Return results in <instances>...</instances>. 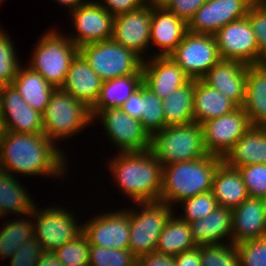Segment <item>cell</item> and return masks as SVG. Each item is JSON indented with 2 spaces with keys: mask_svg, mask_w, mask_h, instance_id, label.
<instances>
[{
  "mask_svg": "<svg viewBox=\"0 0 266 266\" xmlns=\"http://www.w3.org/2000/svg\"><path fill=\"white\" fill-rule=\"evenodd\" d=\"M44 133L2 131L0 136V171L25 176L65 174V154ZM66 164V165H65ZM66 167V168H65Z\"/></svg>",
  "mask_w": 266,
  "mask_h": 266,
  "instance_id": "1",
  "label": "cell"
},
{
  "mask_svg": "<svg viewBox=\"0 0 266 266\" xmlns=\"http://www.w3.org/2000/svg\"><path fill=\"white\" fill-rule=\"evenodd\" d=\"M110 159L109 170L120 190L133 203L159 201L162 189V164L150 150L118 152Z\"/></svg>",
  "mask_w": 266,
  "mask_h": 266,
  "instance_id": "2",
  "label": "cell"
},
{
  "mask_svg": "<svg viewBox=\"0 0 266 266\" xmlns=\"http://www.w3.org/2000/svg\"><path fill=\"white\" fill-rule=\"evenodd\" d=\"M222 162L221 157L208 154L163 166L159 201L173 207L177 202L211 191L215 172Z\"/></svg>",
  "mask_w": 266,
  "mask_h": 266,
  "instance_id": "3",
  "label": "cell"
},
{
  "mask_svg": "<svg viewBox=\"0 0 266 266\" xmlns=\"http://www.w3.org/2000/svg\"><path fill=\"white\" fill-rule=\"evenodd\" d=\"M150 152L162 166L204 157L208 153L202 126L195 122L166 126L151 136Z\"/></svg>",
  "mask_w": 266,
  "mask_h": 266,
  "instance_id": "4",
  "label": "cell"
},
{
  "mask_svg": "<svg viewBox=\"0 0 266 266\" xmlns=\"http://www.w3.org/2000/svg\"><path fill=\"white\" fill-rule=\"evenodd\" d=\"M42 117L43 133L54 143L94 122L91 109L61 88H55Z\"/></svg>",
  "mask_w": 266,
  "mask_h": 266,
  "instance_id": "5",
  "label": "cell"
},
{
  "mask_svg": "<svg viewBox=\"0 0 266 266\" xmlns=\"http://www.w3.org/2000/svg\"><path fill=\"white\" fill-rule=\"evenodd\" d=\"M62 35L56 29L43 34L33 48L28 65L55 88L62 87L70 64L79 53V48Z\"/></svg>",
  "mask_w": 266,
  "mask_h": 266,
  "instance_id": "6",
  "label": "cell"
},
{
  "mask_svg": "<svg viewBox=\"0 0 266 266\" xmlns=\"http://www.w3.org/2000/svg\"><path fill=\"white\" fill-rule=\"evenodd\" d=\"M79 53L103 81L129 75H143V59L113 38L83 45L79 48Z\"/></svg>",
  "mask_w": 266,
  "mask_h": 266,
  "instance_id": "7",
  "label": "cell"
},
{
  "mask_svg": "<svg viewBox=\"0 0 266 266\" xmlns=\"http://www.w3.org/2000/svg\"><path fill=\"white\" fill-rule=\"evenodd\" d=\"M140 212L129 211L130 237L128 249L138 258L155 252L159 236L168 219L175 214L171 205L161 201L138 202Z\"/></svg>",
  "mask_w": 266,
  "mask_h": 266,
  "instance_id": "8",
  "label": "cell"
},
{
  "mask_svg": "<svg viewBox=\"0 0 266 266\" xmlns=\"http://www.w3.org/2000/svg\"><path fill=\"white\" fill-rule=\"evenodd\" d=\"M74 215L60 206H51L43 210L34 206L29 217L35 218V238L43 250L55 251L83 233V224L79 225Z\"/></svg>",
  "mask_w": 266,
  "mask_h": 266,
  "instance_id": "9",
  "label": "cell"
},
{
  "mask_svg": "<svg viewBox=\"0 0 266 266\" xmlns=\"http://www.w3.org/2000/svg\"><path fill=\"white\" fill-rule=\"evenodd\" d=\"M169 56L191 80H201L221 60L214 35L189 31Z\"/></svg>",
  "mask_w": 266,
  "mask_h": 266,
  "instance_id": "10",
  "label": "cell"
},
{
  "mask_svg": "<svg viewBox=\"0 0 266 266\" xmlns=\"http://www.w3.org/2000/svg\"><path fill=\"white\" fill-rule=\"evenodd\" d=\"M93 119L101 121L111 143L119 149L118 152L150 150L151 136L144 129L141 121L132 118L121 108L101 110Z\"/></svg>",
  "mask_w": 266,
  "mask_h": 266,
  "instance_id": "11",
  "label": "cell"
},
{
  "mask_svg": "<svg viewBox=\"0 0 266 266\" xmlns=\"http://www.w3.org/2000/svg\"><path fill=\"white\" fill-rule=\"evenodd\" d=\"M221 59L237 60L246 65L260 64V52L252 26L245 16L214 34Z\"/></svg>",
  "mask_w": 266,
  "mask_h": 266,
  "instance_id": "12",
  "label": "cell"
},
{
  "mask_svg": "<svg viewBox=\"0 0 266 266\" xmlns=\"http://www.w3.org/2000/svg\"><path fill=\"white\" fill-rule=\"evenodd\" d=\"M208 154L223 158L251 127L243 107L201 124Z\"/></svg>",
  "mask_w": 266,
  "mask_h": 266,
  "instance_id": "13",
  "label": "cell"
},
{
  "mask_svg": "<svg viewBox=\"0 0 266 266\" xmlns=\"http://www.w3.org/2000/svg\"><path fill=\"white\" fill-rule=\"evenodd\" d=\"M77 33L67 36L78 48L83 45L112 39L114 16L98 1L88 3L69 11Z\"/></svg>",
  "mask_w": 266,
  "mask_h": 266,
  "instance_id": "14",
  "label": "cell"
},
{
  "mask_svg": "<svg viewBox=\"0 0 266 266\" xmlns=\"http://www.w3.org/2000/svg\"><path fill=\"white\" fill-rule=\"evenodd\" d=\"M128 209L98 214L83 223V233L90 246L128 249L130 235V215Z\"/></svg>",
  "mask_w": 266,
  "mask_h": 266,
  "instance_id": "15",
  "label": "cell"
},
{
  "mask_svg": "<svg viewBox=\"0 0 266 266\" xmlns=\"http://www.w3.org/2000/svg\"><path fill=\"white\" fill-rule=\"evenodd\" d=\"M256 0H207L188 22V31L214 35L225 25L247 16Z\"/></svg>",
  "mask_w": 266,
  "mask_h": 266,
  "instance_id": "16",
  "label": "cell"
},
{
  "mask_svg": "<svg viewBox=\"0 0 266 266\" xmlns=\"http://www.w3.org/2000/svg\"><path fill=\"white\" fill-rule=\"evenodd\" d=\"M152 7L148 4L114 17L113 39L133 50L143 60L150 46ZM144 54V55H143Z\"/></svg>",
  "mask_w": 266,
  "mask_h": 266,
  "instance_id": "17",
  "label": "cell"
},
{
  "mask_svg": "<svg viewBox=\"0 0 266 266\" xmlns=\"http://www.w3.org/2000/svg\"><path fill=\"white\" fill-rule=\"evenodd\" d=\"M2 131L16 133H43L42 113L30 107L17 89L5 85L2 89Z\"/></svg>",
  "mask_w": 266,
  "mask_h": 266,
  "instance_id": "18",
  "label": "cell"
},
{
  "mask_svg": "<svg viewBox=\"0 0 266 266\" xmlns=\"http://www.w3.org/2000/svg\"><path fill=\"white\" fill-rule=\"evenodd\" d=\"M143 83L160 99L169 97L190 78L170 56H151L142 63Z\"/></svg>",
  "mask_w": 266,
  "mask_h": 266,
  "instance_id": "19",
  "label": "cell"
},
{
  "mask_svg": "<svg viewBox=\"0 0 266 266\" xmlns=\"http://www.w3.org/2000/svg\"><path fill=\"white\" fill-rule=\"evenodd\" d=\"M247 67L248 65L237 60L221 59L201 80L242 107L245 101Z\"/></svg>",
  "mask_w": 266,
  "mask_h": 266,
  "instance_id": "20",
  "label": "cell"
},
{
  "mask_svg": "<svg viewBox=\"0 0 266 266\" xmlns=\"http://www.w3.org/2000/svg\"><path fill=\"white\" fill-rule=\"evenodd\" d=\"M188 25L165 7H152L150 45L161 48L153 56H169L182 42Z\"/></svg>",
  "mask_w": 266,
  "mask_h": 266,
  "instance_id": "21",
  "label": "cell"
},
{
  "mask_svg": "<svg viewBox=\"0 0 266 266\" xmlns=\"http://www.w3.org/2000/svg\"><path fill=\"white\" fill-rule=\"evenodd\" d=\"M102 83L103 80L78 53L70 64L61 89L91 109L99 98Z\"/></svg>",
  "mask_w": 266,
  "mask_h": 266,
  "instance_id": "22",
  "label": "cell"
},
{
  "mask_svg": "<svg viewBox=\"0 0 266 266\" xmlns=\"http://www.w3.org/2000/svg\"><path fill=\"white\" fill-rule=\"evenodd\" d=\"M266 237V213L261 199L248 197L232 209V243Z\"/></svg>",
  "mask_w": 266,
  "mask_h": 266,
  "instance_id": "23",
  "label": "cell"
},
{
  "mask_svg": "<svg viewBox=\"0 0 266 266\" xmlns=\"http://www.w3.org/2000/svg\"><path fill=\"white\" fill-rule=\"evenodd\" d=\"M222 161L235 169L250 164H266V127L251 126Z\"/></svg>",
  "mask_w": 266,
  "mask_h": 266,
  "instance_id": "24",
  "label": "cell"
},
{
  "mask_svg": "<svg viewBox=\"0 0 266 266\" xmlns=\"http://www.w3.org/2000/svg\"><path fill=\"white\" fill-rule=\"evenodd\" d=\"M189 225L197 246L226 244L223 241L228 237L232 243V209L230 208L218 206L205 218L190 222Z\"/></svg>",
  "mask_w": 266,
  "mask_h": 266,
  "instance_id": "25",
  "label": "cell"
},
{
  "mask_svg": "<svg viewBox=\"0 0 266 266\" xmlns=\"http://www.w3.org/2000/svg\"><path fill=\"white\" fill-rule=\"evenodd\" d=\"M243 109L251 126L266 127V64L248 65Z\"/></svg>",
  "mask_w": 266,
  "mask_h": 266,
  "instance_id": "26",
  "label": "cell"
},
{
  "mask_svg": "<svg viewBox=\"0 0 266 266\" xmlns=\"http://www.w3.org/2000/svg\"><path fill=\"white\" fill-rule=\"evenodd\" d=\"M238 106L218 90L202 80H194L193 116L194 122L202 124L208 120L231 113Z\"/></svg>",
  "mask_w": 266,
  "mask_h": 266,
  "instance_id": "27",
  "label": "cell"
},
{
  "mask_svg": "<svg viewBox=\"0 0 266 266\" xmlns=\"http://www.w3.org/2000/svg\"><path fill=\"white\" fill-rule=\"evenodd\" d=\"M212 193L219 207L234 209L245 201L249 195L238 169L222 162L215 172Z\"/></svg>",
  "mask_w": 266,
  "mask_h": 266,
  "instance_id": "28",
  "label": "cell"
},
{
  "mask_svg": "<svg viewBox=\"0 0 266 266\" xmlns=\"http://www.w3.org/2000/svg\"><path fill=\"white\" fill-rule=\"evenodd\" d=\"M12 85L34 110L44 113L55 87L38 72L20 65Z\"/></svg>",
  "mask_w": 266,
  "mask_h": 266,
  "instance_id": "29",
  "label": "cell"
},
{
  "mask_svg": "<svg viewBox=\"0 0 266 266\" xmlns=\"http://www.w3.org/2000/svg\"><path fill=\"white\" fill-rule=\"evenodd\" d=\"M142 83L143 75H129L103 81L99 98L91 108L92 117L104 109L121 108Z\"/></svg>",
  "mask_w": 266,
  "mask_h": 266,
  "instance_id": "30",
  "label": "cell"
},
{
  "mask_svg": "<svg viewBox=\"0 0 266 266\" xmlns=\"http://www.w3.org/2000/svg\"><path fill=\"white\" fill-rule=\"evenodd\" d=\"M28 195L15 175L0 171V213L3 217L9 213L31 215L35 203Z\"/></svg>",
  "mask_w": 266,
  "mask_h": 266,
  "instance_id": "31",
  "label": "cell"
},
{
  "mask_svg": "<svg viewBox=\"0 0 266 266\" xmlns=\"http://www.w3.org/2000/svg\"><path fill=\"white\" fill-rule=\"evenodd\" d=\"M173 215L168 219L159 236L156 252L176 256L197 245L193 240L189 223Z\"/></svg>",
  "mask_w": 266,
  "mask_h": 266,
  "instance_id": "32",
  "label": "cell"
},
{
  "mask_svg": "<svg viewBox=\"0 0 266 266\" xmlns=\"http://www.w3.org/2000/svg\"><path fill=\"white\" fill-rule=\"evenodd\" d=\"M193 99L194 80L191 79L163 99L166 125H185L194 122Z\"/></svg>",
  "mask_w": 266,
  "mask_h": 266,
  "instance_id": "33",
  "label": "cell"
},
{
  "mask_svg": "<svg viewBox=\"0 0 266 266\" xmlns=\"http://www.w3.org/2000/svg\"><path fill=\"white\" fill-rule=\"evenodd\" d=\"M6 222L0 229V256L2 260L10 258L18 250L19 246L35 237L34 223L27 218Z\"/></svg>",
  "mask_w": 266,
  "mask_h": 266,
  "instance_id": "34",
  "label": "cell"
},
{
  "mask_svg": "<svg viewBox=\"0 0 266 266\" xmlns=\"http://www.w3.org/2000/svg\"><path fill=\"white\" fill-rule=\"evenodd\" d=\"M142 95L143 111L140 121L148 134L152 136L167 126L162 105L163 100L144 83H142Z\"/></svg>",
  "mask_w": 266,
  "mask_h": 266,
  "instance_id": "35",
  "label": "cell"
},
{
  "mask_svg": "<svg viewBox=\"0 0 266 266\" xmlns=\"http://www.w3.org/2000/svg\"><path fill=\"white\" fill-rule=\"evenodd\" d=\"M200 246L201 266H240L234 243Z\"/></svg>",
  "mask_w": 266,
  "mask_h": 266,
  "instance_id": "36",
  "label": "cell"
},
{
  "mask_svg": "<svg viewBox=\"0 0 266 266\" xmlns=\"http://www.w3.org/2000/svg\"><path fill=\"white\" fill-rule=\"evenodd\" d=\"M137 257L129 249L90 246L89 266H136Z\"/></svg>",
  "mask_w": 266,
  "mask_h": 266,
  "instance_id": "37",
  "label": "cell"
},
{
  "mask_svg": "<svg viewBox=\"0 0 266 266\" xmlns=\"http://www.w3.org/2000/svg\"><path fill=\"white\" fill-rule=\"evenodd\" d=\"M89 249L88 239L82 233L77 238L56 249L55 252L64 266H89Z\"/></svg>",
  "mask_w": 266,
  "mask_h": 266,
  "instance_id": "38",
  "label": "cell"
},
{
  "mask_svg": "<svg viewBox=\"0 0 266 266\" xmlns=\"http://www.w3.org/2000/svg\"><path fill=\"white\" fill-rule=\"evenodd\" d=\"M9 34H5L0 28V85L12 84L20 67L17 60L15 47Z\"/></svg>",
  "mask_w": 266,
  "mask_h": 266,
  "instance_id": "39",
  "label": "cell"
},
{
  "mask_svg": "<svg viewBox=\"0 0 266 266\" xmlns=\"http://www.w3.org/2000/svg\"><path fill=\"white\" fill-rule=\"evenodd\" d=\"M180 203V205L183 204L184 214L179 216V218L188 223L205 218L218 207L212 191L198 194Z\"/></svg>",
  "mask_w": 266,
  "mask_h": 266,
  "instance_id": "40",
  "label": "cell"
},
{
  "mask_svg": "<svg viewBox=\"0 0 266 266\" xmlns=\"http://www.w3.org/2000/svg\"><path fill=\"white\" fill-rule=\"evenodd\" d=\"M260 52V64L266 60V1L256 0L247 13Z\"/></svg>",
  "mask_w": 266,
  "mask_h": 266,
  "instance_id": "41",
  "label": "cell"
},
{
  "mask_svg": "<svg viewBox=\"0 0 266 266\" xmlns=\"http://www.w3.org/2000/svg\"><path fill=\"white\" fill-rule=\"evenodd\" d=\"M237 169L249 197L262 199L266 195V164H250Z\"/></svg>",
  "mask_w": 266,
  "mask_h": 266,
  "instance_id": "42",
  "label": "cell"
},
{
  "mask_svg": "<svg viewBox=\"0 0 266 266\" xmlns=\"http://www.w3.org/2000/svg\"><path fill=\"white\" fill-rule=\"evenodd\" d=\"M240 266H266V237L236 244Z\"/></svg>",
  "mask_w": 266,
  "mask_h": 266,
  "instance_id": "43",
  "label": "cell"
},
{
  "mask_svg": "<svg viewBox=\"0 0 266 266\" xmlns=\"http://www.w3.org/2000/svg\"><path fill=\"white\" fill-rule=\"evenodd\" d=\"M42 247L34 237L21 244L10 260V266H36Z\"/></svg>",
  "mask_w": 266,
  "mask_h": 266,
  "instance_id": "44",
  "label": "cell"
},
{
  "mask_svg": "<svg viewBox=\"0 0 266 266\" xmlns=\"http://www.w3.org/2000/svg\"><path fill=\"white\" fill-rule=\"evenodd\" d=\"M205 2L207 0H170L165 8L188 24Z\"/></svg>",
  "mask_w": 266,
  "mask_h": 266,
  "instance_id": "45",
  "label": "cell"
},
{
  "mask_svg": "<svg viewBox=\"0 0 266 266\" xmlns=\"http://www.w3.org/2000/svg\"><path fill=\"white\" fill-rule=\"evenodd\" d=\"M98 2L114 17L136 10L147 4L146 0H100Z\"/></svg>",
  "mask_w": 266,
  "mask_h": 266,
  "instance_id": "46",
  "label": "cell"
},
{
  "mask_svg": "<svg viewBox=\"0 0 266 266\" xmlns=\"http://www.w3.org/2000/svg\"><path fill=\"white\" fill-rule=\"evenodd\" d=\"M121 109L130 115L132 118L140 120L143 111V95L142 84L139 88L131 94L127 101L123 104Z\"/></svg>",
  "mask_w": 266,
  "mask_h": 266,
  "instance_id": "47",
  "label": "cell"
},
{
  "mask_svg": "<svg viewBox=\"0 0 266 266\" xmlns=\"http://www.w3.org/2000/svg\"><path fill=\"white\" fill-rule=\"evenodd\" d=\"M136 266H175L174 256L150 252L137 258Z\"/></svg>",
  "mask_w": 266,
  "mask_h": 266,
  "instance_id": "48",
  "label": "cell"
},
{
  "mask_svg": "<svg viewBox=\"0 0 266 266\" xmlns=\"http://www.w3.org/2000/svg\"><path fill=\"white\" fill-rule=\"evenodd\" d=\"M175 266H201L200 246L174 256Z\"/></svg>",
  "mask_w": 266,
  "mask_h": 266,
  "instance_id": "49",
  "label": "cell"
},
{
  "mask_svg": "<svg viewBox=\"0 0 266 266\" xmlns=\"http://www.w3.org/2000/svg\"><path fill=\"white\" fill-rule=\"evenodd\" d=\"M36 266H64L58 259L56 252L42 250Z\"/></svg>",
  "mask_w": 266,
  "mask_h": 266,
  "instance_id": "50",
  "label": "cell"
},
{
  "mask_svg": "<svg viewBox=\"0 0 266 266\" xmlns=\"http://www.w3.org/2000/svg\"><path fill=\"white\" fill-rule=\"evenodd\" d=\"M90 0H56V2H59V4L66 6L69 8V10H74L78 8L79 6L88 3Z\"/></svg>",
  "mask_w": 266,
  "mask_h": 266,
  "instance_id": "51",
  "label": "cell"
},
{
  "mask_svg": "<svg viewBox=\"0 0 266 266\" xmlns=\"http://www.w3.org/2000/svg\"><path fill=\"white\" fill-rule=\"evenodd\" d=\"M170 0H146L151 7H165Z\"/></svg>",
  "mask_w": 266,
  "mask_h": 266,
  "instance_id": "52",
  "label": "cell"
},
{
  "mask_svg": "<svg viewBox=\"0 0 266 266\" xmlns=\"http://www.w3.org/2000/svg\"><path fill=\"white\" fill-rule=\"evenodd\" d=\"M2 89H3V86L0 85V122L2 120Z\"/></svg>",
  "mask_w": 266,
  "mask_h": 266,
  "instance_id": "53",
  "label": "cell"
},
{
  "mask_svg": "<svg viewBox=\"0 0 266 266\" xmlns=\"http://www.w3.org/2000/svg\"><path fill=\"white\" fill-rule=\"evenodd\" d=\"M263 202V206H264V211L266 213V195L261 199Z\"/></svg>",
  "mask_w": 266,
  "mask_h": 266,
  "instance_id": "54",
  "label": "cell"
}]
</instances>
